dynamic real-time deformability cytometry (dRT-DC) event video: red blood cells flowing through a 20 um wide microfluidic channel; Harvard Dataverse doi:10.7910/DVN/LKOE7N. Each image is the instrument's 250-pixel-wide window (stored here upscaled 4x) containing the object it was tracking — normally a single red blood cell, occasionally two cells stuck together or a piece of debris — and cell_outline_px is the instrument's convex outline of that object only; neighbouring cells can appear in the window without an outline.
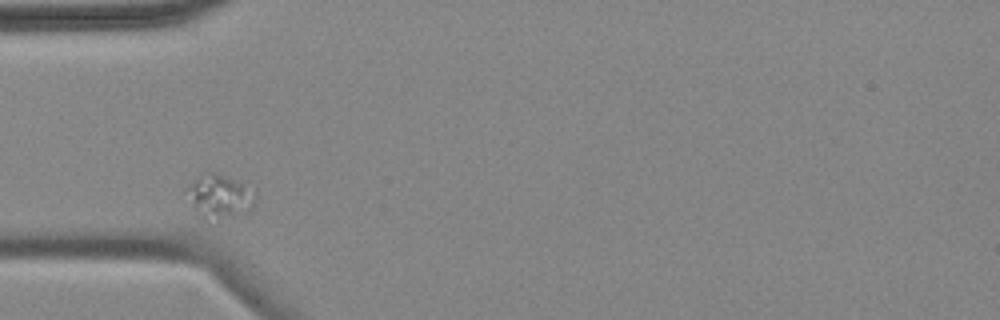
{"species": "common noctule bat (a hibernating species)", "species_latin": "Nyctalus noctula", "temperature_condition": "cold", "stored_images_in_passage": 4, "camera_frame_rate_fps": 3000, "um_per_image_px": 0.085, "animal": {"sex": "female", "body_mass_g": 18.4}, "frame": {"image": 1, "passage_image": 2, "time_ms": 1.0, "image_size_px": [1000, 320], "cell_outline_px": [[256, 200], [252, 204], [232, 212], [204, 216], [188, 188], [192, 180], [196, 176], [208, 172], [216, 172], [256, 192]], "centroid_in_image_um": [18.68, 16.5], "position_along_channel_um": 66.3, "area_um2": 14.45}}